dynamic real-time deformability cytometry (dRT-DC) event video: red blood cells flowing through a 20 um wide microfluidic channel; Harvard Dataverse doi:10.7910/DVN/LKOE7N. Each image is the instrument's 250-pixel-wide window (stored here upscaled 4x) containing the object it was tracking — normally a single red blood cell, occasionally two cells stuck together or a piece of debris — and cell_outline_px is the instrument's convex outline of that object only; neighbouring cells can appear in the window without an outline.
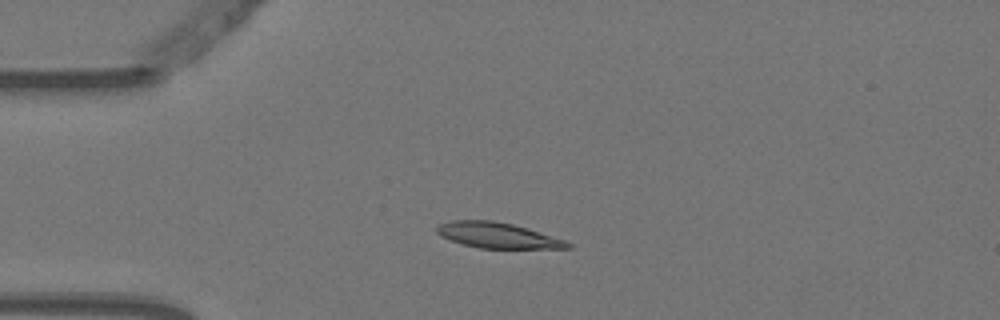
{"species": "Egyptian fruit bat (a non-hibernating species)", "species_latin": "Rousettus aegyptiacus", "temperature_condition": "warm", "stored_images_in_passage": 6, "camera_frame_rate_fps": 3000, "um_per_image_px": 0.085, "animal": {"sex": "female"}, "frame": {"image": 1, "passage_image": 3, "time_ms": 0.667, "image_size_px": [1000, 320], "cell_outline_px": [[572, 248], [480, 248], [464, 244], [440, 236], [436, 232], [436, 228], [440, 224], [452, 220], [492, 220], [512, 224], [528, 228], [564, 240], [572, 244]], "centroid_in_image_um": [42.29, 20.0], "position_along_channel_um": 42.7, "area_um2": 19.25}}
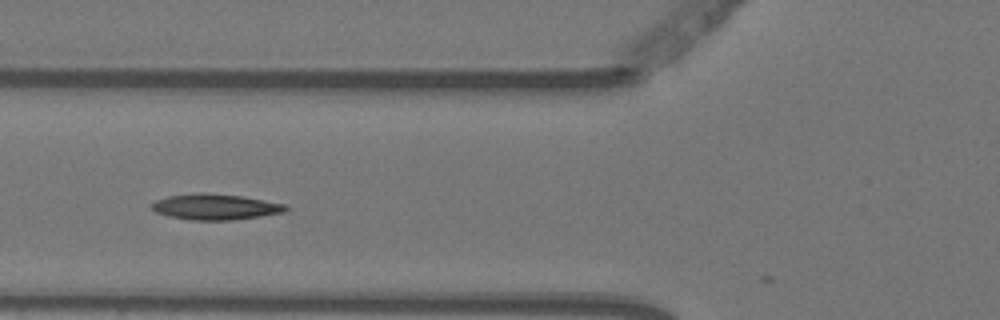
{"frame": {"image": 2, "passage_image": 5, "time_ms": 1.333, "image_size_px": [1000, 320], "cell_outline_px": [[292, 208], [284, 212], [260, 216], [232, 220], [192, 220], [168, 216], [156, 212], [148, 208], [148, 204], [156, 200], [168, 196], [200, 192], [208, 192], [240, 196], [288, 204]], "centroid_in_image_um": [18.29, 17.57], "position_along_channel_um": 107.5, "area_um2": 20.46}}